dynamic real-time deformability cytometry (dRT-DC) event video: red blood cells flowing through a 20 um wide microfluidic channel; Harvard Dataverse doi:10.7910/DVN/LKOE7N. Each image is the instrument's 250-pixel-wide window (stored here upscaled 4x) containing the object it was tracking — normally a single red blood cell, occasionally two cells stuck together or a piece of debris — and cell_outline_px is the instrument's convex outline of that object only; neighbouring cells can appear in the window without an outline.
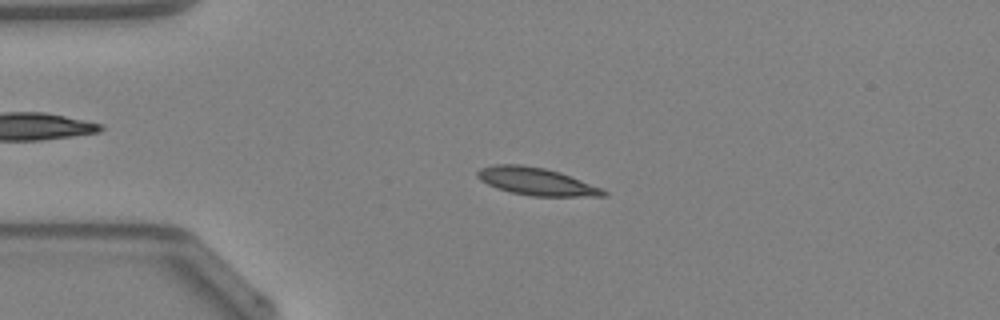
{"species": "Egyptian fruit bat (a non-hibernating species)", "species_latin": "Rousettus aegyptiacus", "temperature_condition": "warm", "stored_images_in_passage": 48, "camera_frame_rate_fps": 3000, "um_per_image_px": 0.085, "animal": {"sex": "female"}, "frame": {"image": 1, "passage_image": 11, "time_ms": 3.333, "image_size_px": [1000, 320], "cell_outline_px": [[608, 196], [532, 196], [512, 192], [496, 188], [480, 180], [476, 176], [476, 172], [480, 168], [492, 164], [520, 164], [544, 168], [560, 172], [604, 188], [608, 192]], "centroid_in_image_um": [45.61, 15.42], "position_along_channel_um": 39.4, "area_um2": 20.4}}
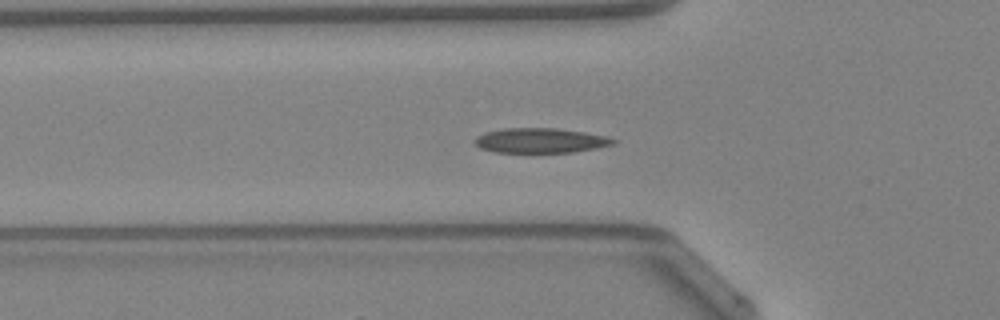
{"frame": {"image": 2, "passage_image": 16, "time_ms": 5.0, "image_size_px": [1000, 320], "cell_outline_px": [[620, 140], [616, 144], [596, 148], [572, 152], [492, 152], [480, 148], [476, 144], [476, 136], [484, 132], [504, 128], [556, 128], [584, 132], [608, 136]], "centroid_in_image_um": [45.98, 11.94], "position_along_channel_um": 79.8, "area_um2": 20.17}, "authors_computed_cell_mechanics": {"area_um2": 19.2185, "velocity_mm_per_s": 4.2423, "shape_relaxation_time_tau1_ms": 7.4934, "shape_relaxation_time_tau2_ms": 2.6744, "deformation_change_tau1": 0.1838, "deformation_change_tau2": 0.0657}}